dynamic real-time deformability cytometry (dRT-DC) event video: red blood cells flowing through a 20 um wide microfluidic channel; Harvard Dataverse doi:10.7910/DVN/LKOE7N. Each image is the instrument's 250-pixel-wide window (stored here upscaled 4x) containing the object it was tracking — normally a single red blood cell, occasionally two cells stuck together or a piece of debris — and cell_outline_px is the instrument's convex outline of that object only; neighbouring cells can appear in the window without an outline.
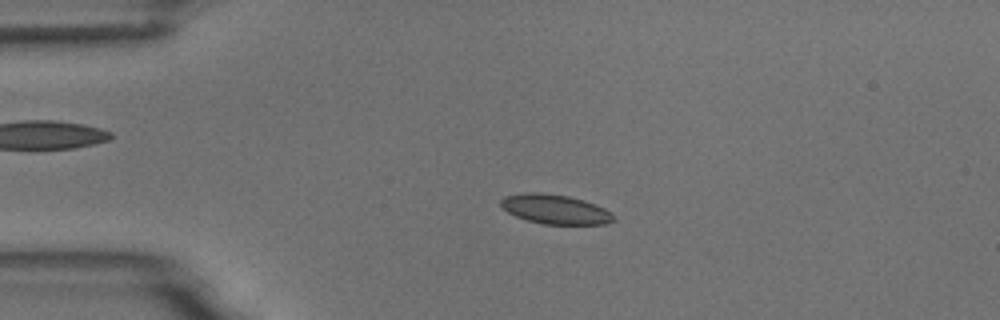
{"species": "common noctule bat (a hibernating species)", "species_latin": "Nyctalus noctula", "temperature_condition": "room temperature", "stored_images_in_passage": 4, "camera_frame_rate_fps": 3000, "um_per_image_px": 0.085, "animal": {"sex": "male", "body_mass_g": 18.8}, "frame": {"image": 1, "passage_image": 3, "time_ms": 2.333, "image_size_px": [1000, 320], "cell_outline_px": [[616, 220], [604, 224], [544, 224], [528, 220], [516, 216], [508, 212], [500, 204], [500, 200], [504, 196], [524, 192], [540, 192], [568, 196], [584, 200], [596, 204], [604, 208], [616, 216]], "centroid_in_image_um": [47.21, 17.78], "position_along_channel_um": 37.8, "area_um2": 19.42}}